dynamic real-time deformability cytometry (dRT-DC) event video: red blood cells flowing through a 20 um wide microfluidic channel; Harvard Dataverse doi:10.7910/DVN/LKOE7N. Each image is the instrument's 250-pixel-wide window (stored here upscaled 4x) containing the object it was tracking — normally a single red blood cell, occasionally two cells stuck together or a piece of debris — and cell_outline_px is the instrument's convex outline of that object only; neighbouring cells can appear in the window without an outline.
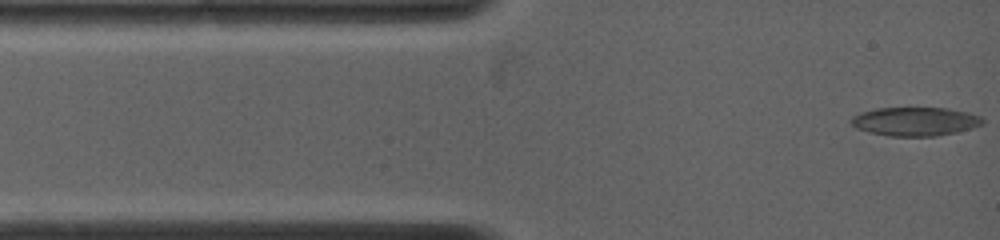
{"species": "common noctule bat (a hibernating species)", "species_latin": "Nyctalus noctula", "temperature_condition": "warm", "stored_images_in_passage": 81, "camera_frame_rate_fps": 5000, "um_per_image_px": 0.085, "animal": {"sex": "female", "body_mass_g": 19.0, "forearm_length_mm": 53.3}, "frame": {"image": 1, "passage_image": 1, "time_ms": 0.0, "image_size_px": [1000, 240], "cell_outline_px": [[984, 124], [972, 128], [956, 132], [936, 136], [888, 136], [868, 132], [856, 128], [848, 120], [852, 116], [860, 112], [876, 108], [948, 108], [968, 112], [980, 116], [984, 120]], "centroid_in_image_um": [77.77, 10.32], "position_along_channel_um": 7.2, "area_um2": 22.2}}
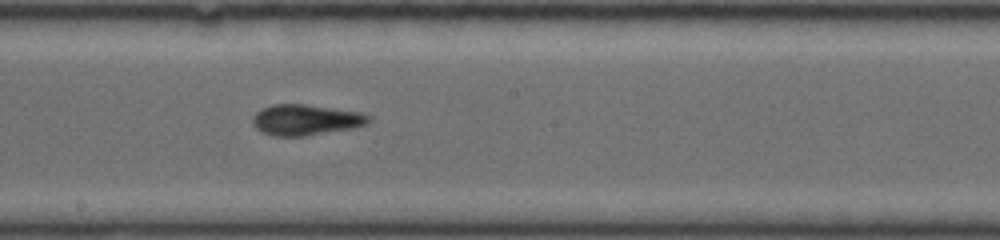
{"frame": {"image": 2, "passage_image": 34, "time_ms": 6.6, "image_size_px": [1000, 240], "cell_outline_px": [[372, 120], [364, 124], [352, 128], [304, 136], [276, 136], [264, 132], [256, 128], [252, 120], [252, 116], [260, 108], [272, 104], [304, 104], [360, 112], [372, 116]], "centroid_in_image_um": [25.97, 10.17], "position_along_channel_um": 222.2, "area_um2": 20.69}}
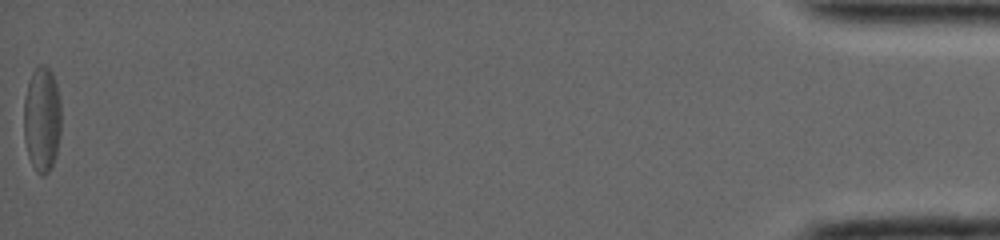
{"frame": {"image": 3, "passage_image": 81, "time_ms": 16.0, "image_size_px": [1000, 240], "cell_outline_px": [[60, 136], [56, 152], [52, 164], [48, 172], [44, 176], [40, 176], [36, 172], [28, 156], [24, 140], [24, 96], [28, 80], [36, 64], [44, 64], [52, 72], [56, 80], [60, 96]], "centroid_in_image_um": [3.56, 10.08], "position_along_channel_um": 431.6, "area_um2": 23.41}, "authors_computed_cell_mechanics": {"area_um2": 21.0392, "velocity_mm_per_s": 3.9628, "shape_relaxation_time_tau1_ms": 3.9853, "shape_relaxation_time_tau2_ms": 4.0732, "deformation_change_tau1": 0.123, "deformation_change_tau2": 0.1329}}